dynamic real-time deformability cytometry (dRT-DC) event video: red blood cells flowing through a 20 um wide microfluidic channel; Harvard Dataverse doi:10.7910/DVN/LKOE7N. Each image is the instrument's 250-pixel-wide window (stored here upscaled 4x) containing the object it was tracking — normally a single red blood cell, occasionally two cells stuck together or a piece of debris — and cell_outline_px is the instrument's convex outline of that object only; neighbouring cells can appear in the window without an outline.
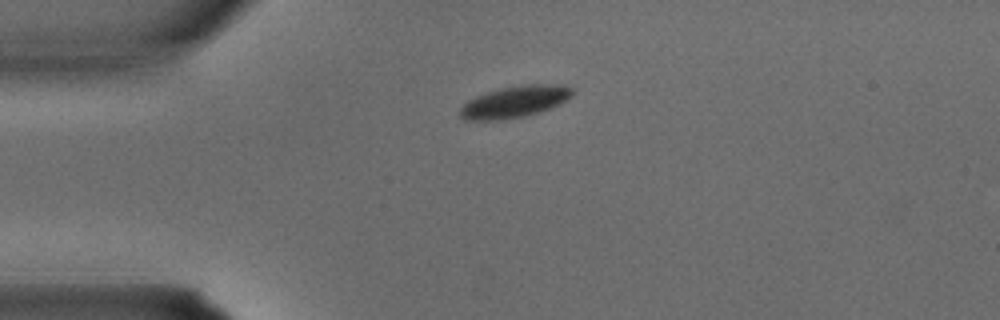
{"species": "common noctule bat (a hibernating species)", "species_latin": "Nyctalus noctula", "temperature_condition": "warm", "stored_images_in_passage": 25, "camera_frame_rate_fps": 3000, "um_per_image_px": 0.085, "animal": {"sex": "male", "body_mass_g": 15.6}, "frame": {"image": 1, "passage_image": 1, "time_ms": 0.0, "image_size_px": [1000, 320], "cell_outline_px": [[572, 96], [560, 104], [540, 112], [524, 116], [504, 120], [464, 120], [460, 116], [460, 108], [468, 100], [476, 96], [500, 88], [520, 84], [564, 84], [572, 88]], "centroid_in_image_um": [43.77, 8.64], "position_along_channel_um": 41.2, "area_um2": 20.87}}
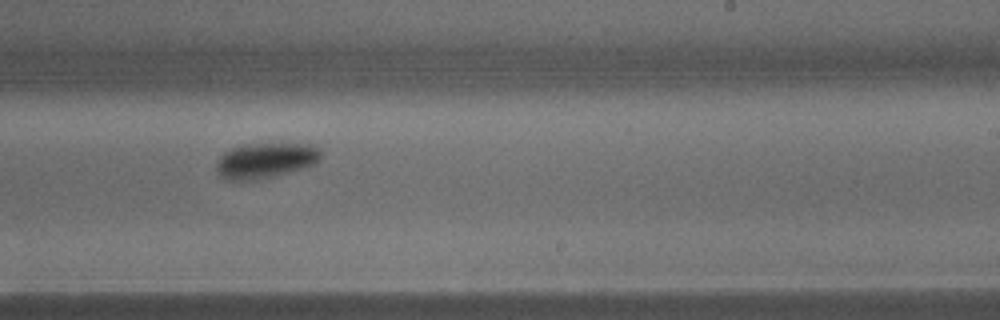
{"frame": {"image": 2, "passage_image": 14, "time_ms": 4.333, "image_size_px": [1000, 320], "cell_outline_px": [[320, 156], [316, 164], [304, 168], [276, 176], [256, 180], [228, 180], [220, 176], [216, 168], [216, 160], [224, 152], [232, 148], [244, 144], [316, 144], [320, 152]], "centroid_in_image_um": [22.56, 13.65], "position_along_channel_um": 266.4, "area_um2": 21.68}}
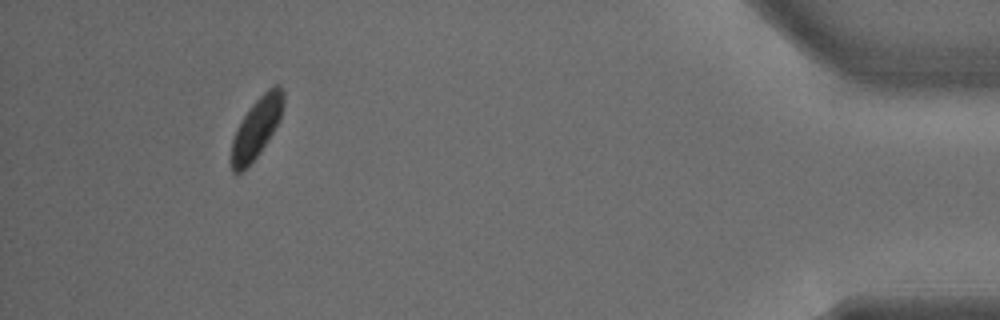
{"frame": {"image": 3, "passage_image": 25, "time_ms": 8.0, "image_size_px": [1000, 320], "cell_outline_px": [[284, 104], [280, 116], [272, 132], [260, 152], [240, 172], [232, 172], [232, 140], [236, 128], [252, 104], [268, 88], [276, 84], [280, 84], [284, 92]], "centroid_in_image_um": [21.82, 10.8], "position_along_channel_um": 413.4, "area_um2": 17.69}}